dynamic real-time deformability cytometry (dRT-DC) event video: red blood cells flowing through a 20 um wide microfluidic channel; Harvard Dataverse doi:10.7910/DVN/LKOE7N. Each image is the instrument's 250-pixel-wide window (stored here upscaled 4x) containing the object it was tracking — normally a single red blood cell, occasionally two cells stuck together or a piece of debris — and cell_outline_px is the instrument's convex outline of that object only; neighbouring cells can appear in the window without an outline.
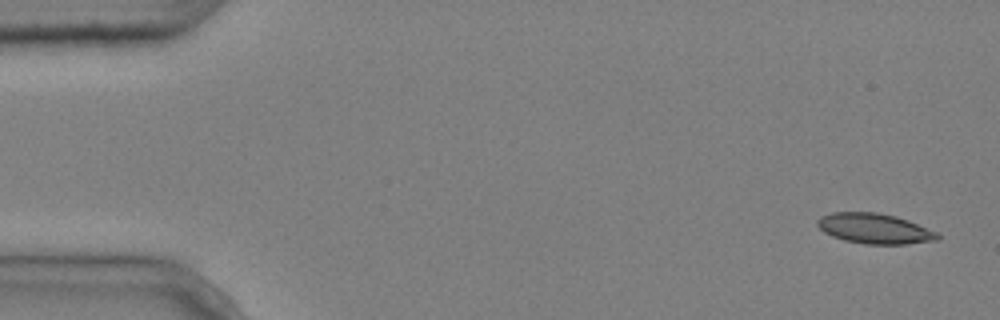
{"species": "common noctule bat (a hibernating species)", "species_latin": "Nyctalus noctula", "temperature_condition": "cold", "stored_images_in_passage": 7, "camera_frame_rate_fps": 3000, "um_per_image_px": 0.085, "animal": {"sex": "male", "body_mass_g": 20.4}, "frame": {"image": 1, "passage_image": 1, "time_ms": 0.0, "image_size_px": [1000, 320], "cell_outline_px": [[940, 240], [908, 244], [864, 244], [844, 240], [832, 236], [824, 232], [816, 224], [816, 220], [820, 216], [832, 212], [876, 212], [896, 216], [908, 220], [936, 232], [940, 236]], "centroid_in_image_um": [74.32, 19.43], "position_along_channel_um": 10.7, "area_um2": 21.27}}
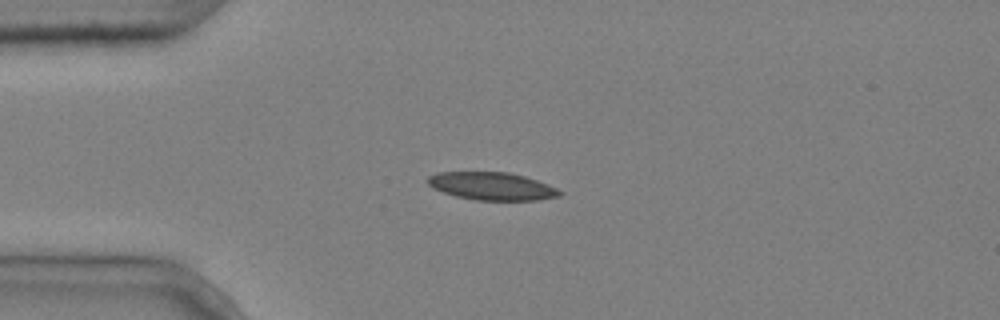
{"frame": {"image": 2, "passage_image": 4, "time_ms": 1.0, "image_size_px": [1000, 320], "cell_outline_px": [[564, 192], [560, 196], [540, 200], [476, 200], [456, 196], [432, 188], [428, 184], [428, 176], [436, 172], [508, 172], [524, 176], [548, 184]], "centroid_in_image_um": [41.82, 15.82], "position_along_channel_um": 43.2, "area_um2": 21.39}}